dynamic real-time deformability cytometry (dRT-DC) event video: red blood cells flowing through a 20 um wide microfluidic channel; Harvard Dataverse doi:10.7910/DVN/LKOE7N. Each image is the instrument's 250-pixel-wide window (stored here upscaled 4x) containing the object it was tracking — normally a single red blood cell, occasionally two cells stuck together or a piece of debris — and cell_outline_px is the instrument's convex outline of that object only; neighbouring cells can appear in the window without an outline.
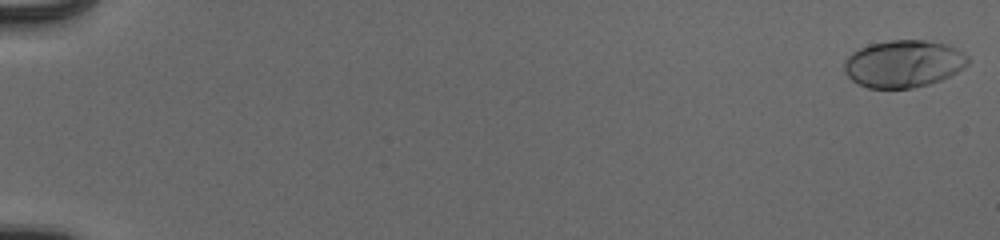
{"species": "human", "species_latin": "Homo sapiens", "temperature_condition": "cold", "stored_images_in_passage": 54, "camera_frame_rate_fps": 3000, "um_per_image_px": 0.085, "donor": {"sex": "male"}, "frame": {"image": 1, "passage_image": 1, "time_ms": 0.0, "image_size_px": [1000, 240], "cell_outline_px": [[968, 64], [956, 72], [940, 80], [928, 84], [912, 88], [868, 88], [852, 80], [844, 72], [844, 60], [852, 52], [868, 44], [888, 40], [924, 40], [944, 44], [956, 48], [968, 56]], "centroid_in_image_um": [76.77, 5.41], "position_along_channel_um": 8.2, "area_um2": 33.99}}
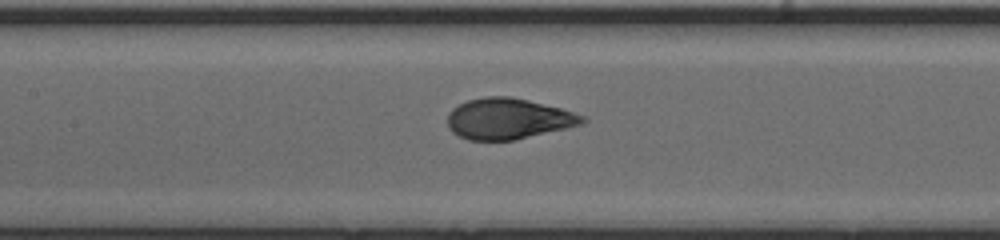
{"frame": {"image": 2, "passage_image": 28, "time_ms": 9.0, "image_size_px": [1000, 240], "cell_outline_px": [[588, 120], [584, 124], [512, 140], [468, 140], [452, 132], [448, 128], [448, 112], [452, 108], [468, 100], [484, 96], [508, 96], [528, 100], [560, 108], [584, 116]], "centroid_in_image_um": [43.18, 10.09], "position_along_channel_um": 164.2, "area_um2": 31.96}}
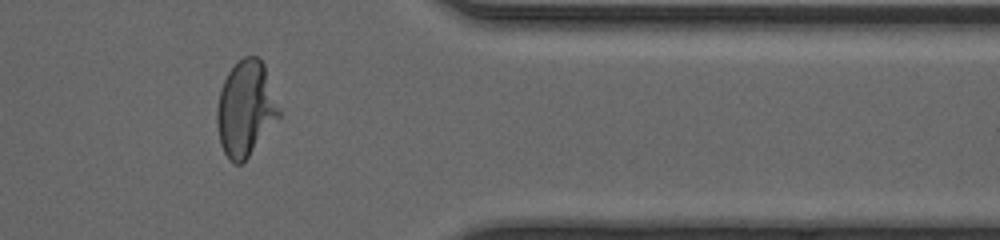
{"frame": {"image": 3, "passage_image": 46, "time_ms": 15.0, "image_size_px": [1000, 240], "cell_outline_px": [[280, 116], [248, 156], [240, 164], [236, 164], [224, 152], [220, 144], [216, 124], [216, 108], [220, 88], [228, 72], [244, 56], [256, 56], [264, 64], [280, 108]], "centroid_in_image_um": [20.86, 9.21], "position_along_channel_um": 390.5, "area_um2": 34.16}, "authors_computed_cell_mechanics": {"area_um2": 33.0038, "velocity_mm_per_s": 3.9503, "shape_relaxation_time_tau1_ms": 3.3781, "shape_relaxation_time_tau2_ms": null, "deformation_change_tau1": 0.1859, "deformation_change_tau2": null}}